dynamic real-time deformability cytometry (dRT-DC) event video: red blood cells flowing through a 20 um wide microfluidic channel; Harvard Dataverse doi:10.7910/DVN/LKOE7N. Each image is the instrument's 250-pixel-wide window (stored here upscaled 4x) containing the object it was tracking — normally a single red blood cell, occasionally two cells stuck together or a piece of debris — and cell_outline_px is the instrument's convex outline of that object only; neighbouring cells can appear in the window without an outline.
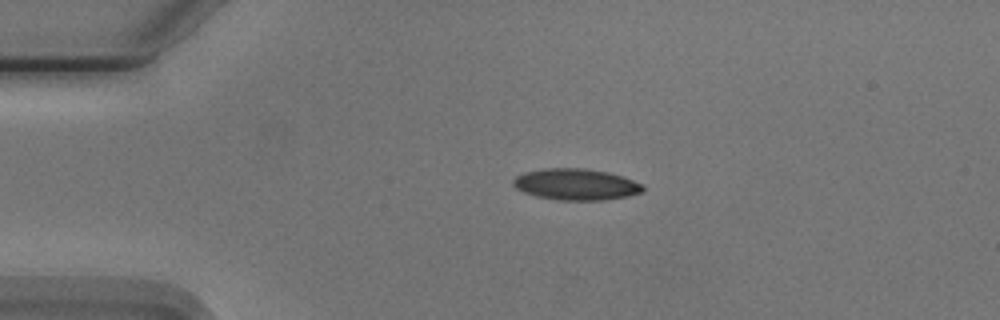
{"species": "Egyptian fruit bat (a non-hibernating species)", "species_latin": "Rousettus aegyptiacus", "temperature_condition": "cold", "stored_images_in_passage": 44, "camera_frame_rate_fps": 3000, "um_per_image_px": 0.085, "animal": {"sex": "male"}, "frame": {"image": 1, "passage_image": 1, "time_ms": 0.0, "image_size_px": [1000, 320], "cell_outline_px": [[644, 192], [628, 196], [604, 200], [560, 200], [536, 196], [524, 192], [516, 188], [512, 184], [512, 180], [516, 176], [524, 172], [544, 168], [584, 168], [608, 172], [644, 184]], "centroid_in_image_um": [48.96, 15.67], "position_along_channel_um": 36.0, "area_um2": 23.76}}
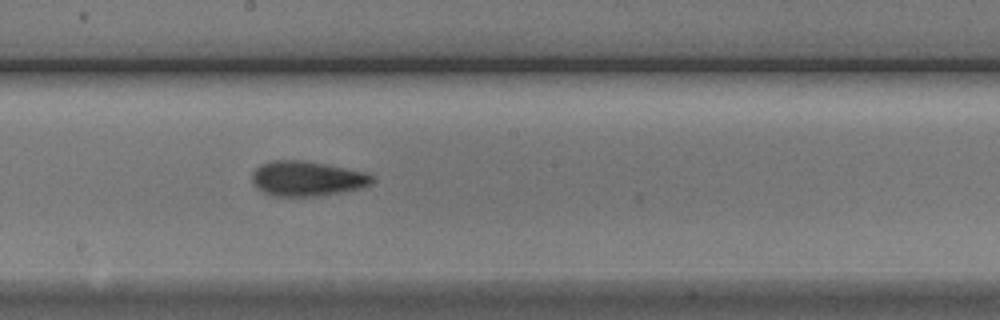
{"frame": {"image": 2, "passage_image": 19, "time_ms": 6.0, "image_size_px": [1000, 320], "cell_outline_px": [[372, 184], [360, 188], [320, 196], [272, 196], [256, 188], [252, 180], [252, 172], [260, 164], [272, 160], [300, 160], [324, 164], [364, 172], [372, 176]], "centroid_in_image_um": [26.04, 15.18], "position_along_channel_um": 222.2, "area_um2": 24.28}}
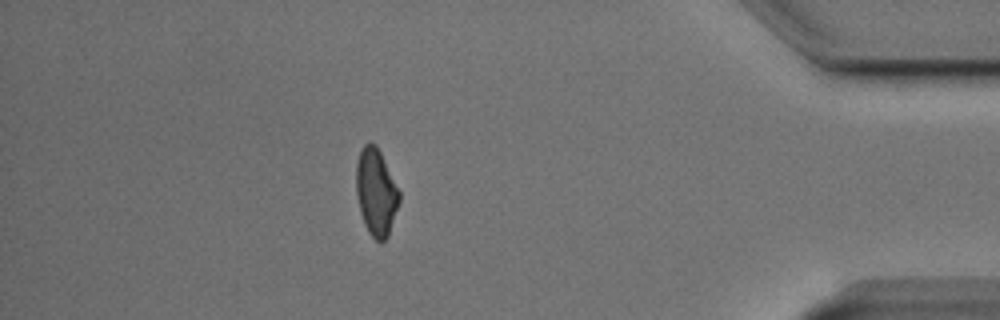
{"frame": {"image": 3, "passage_image": 37, "time_ms": 12.0, "image_size_px": [1000, 320], "cell_outline_px": [[400, 200], [388, 236], [380, 244], [368, 232], [364, 224], [360, 212], [356, 192], [356, 164], [360, 148], [368, 140], [376, 144], [400, 192]], "centroid_in_image_um": [31.95, 16.32], "position_along_channel_um": 403.3, "area_um2": 21.96}, "authors_computed_cell_mechanics": {"area_um2": 23.0911, "velocity_mm_per_s": 3.7605, "shape_relaxation_time_tau1_ms": 5.582, "shape_relaxation_time_tau2_ms": 2.1858, "deformation_change_tau1": 0.1486, "deformation_change_tau2": 0.0883}}